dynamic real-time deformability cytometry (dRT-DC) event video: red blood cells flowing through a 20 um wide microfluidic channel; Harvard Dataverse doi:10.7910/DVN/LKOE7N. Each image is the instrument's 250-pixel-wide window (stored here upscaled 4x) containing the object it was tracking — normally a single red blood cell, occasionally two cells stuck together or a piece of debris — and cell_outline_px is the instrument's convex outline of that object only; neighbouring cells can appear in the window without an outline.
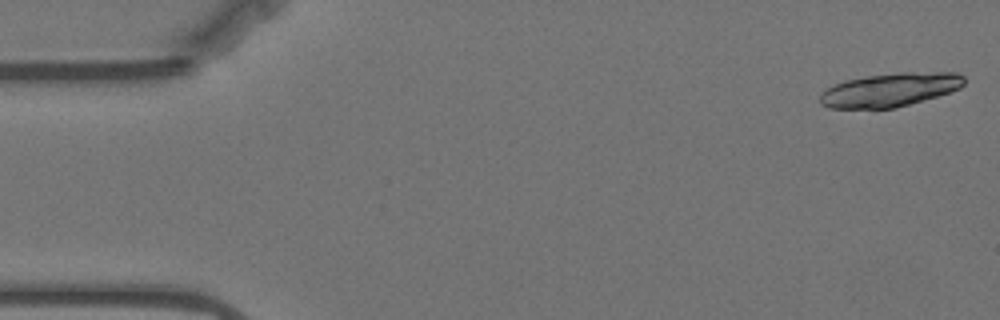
{"species": "Egyptian fruit bat (a non-hibernating species)", "species_latin": "Rousettus aegyptiacus", "temperature_condition": "warm", "stored_images_in_passage": 16, "camera_frame_rate_fps": 3000, "um_per_image_px": 0.085, "animal": {"sex": "female"}, "frame": {"image": 1, "passage_image": 1, "time_ms": 0.0, "image_size_px": [1000, 320], "cell_outline_px": [[964, 84], [960, 88], [936, 96], [896, 108], [828, 108], [820, 104], [820, 96], [828, 88], [844, 80], [868, 76], [900, 72], [956, 72], [964, 76]], "centroid_in_image_um": [75.66, 7.63], "position_along_channel_um": 9.3, "area_um2": 28.03}}
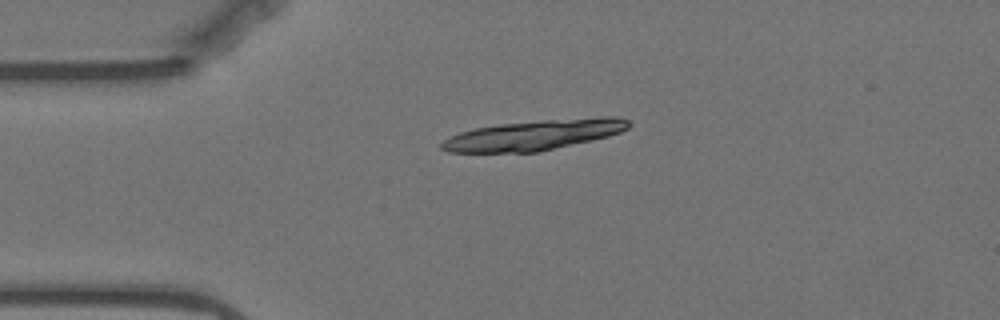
{"frame": {"image": 2, "passage_image": 12, "time_ms": 3.667, "image_size_px": [1000, 320], "cell_outline_px": [[628, 128], [620, 132], [608, 136], [592, 140], [540, 152], [448, 152], [440, 148], [440, 144], [444, 140], [460, 132], [476, 128], [500, 124], [540, 120], [600, 116], [616, 116], [628, 120]], "centroid_in_image_um": [45.42, 11.47], "position_along_channel_um": 39.6, "area_um2": 32.89}}